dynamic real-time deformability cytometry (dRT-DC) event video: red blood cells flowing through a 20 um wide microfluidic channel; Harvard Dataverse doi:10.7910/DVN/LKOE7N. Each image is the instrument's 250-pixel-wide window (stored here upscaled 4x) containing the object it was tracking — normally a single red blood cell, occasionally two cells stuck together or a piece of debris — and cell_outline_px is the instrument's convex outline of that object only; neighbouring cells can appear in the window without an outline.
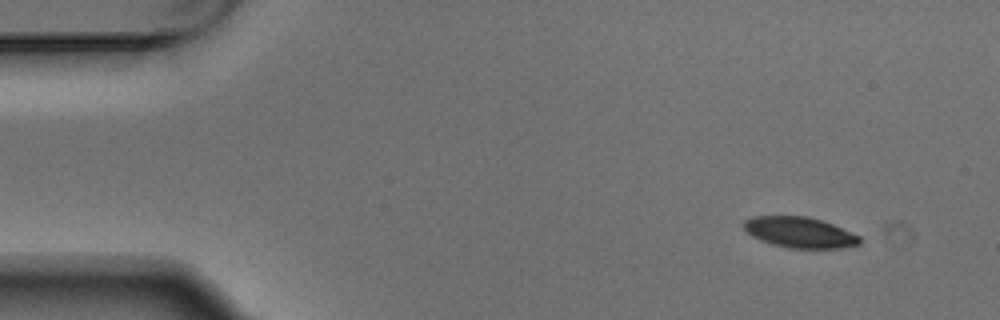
{"species": "Egyptian fruit bat (a non-hibernating species)", "species_latin": "Rousettus aegyptiacus", "temperature_condition": "warm", "stored_images_in_passage": 5, "segment_of_instrument_passage": [1, 2], "camera_frame_rate_fps": 3000, "um_per_image_px": 0.085, "animal": {"sex": "male"}, "frame": {"image": 1, "passage_image": 1, "time_ms": 0.0, "image_size_px": [1000, 320], "cell_outline_px": [[860, 244], [844, 248], [788, 248], [772, 244], [760, 240], [752, 236], [744, 228], [744, 220], [752, 216], [808, 216], [832, 224], [860, 236]], "centroid_in_image_um": [67.97, 19.75], "position_along_channel_um": 17.0, "area_um2": 20.69}}